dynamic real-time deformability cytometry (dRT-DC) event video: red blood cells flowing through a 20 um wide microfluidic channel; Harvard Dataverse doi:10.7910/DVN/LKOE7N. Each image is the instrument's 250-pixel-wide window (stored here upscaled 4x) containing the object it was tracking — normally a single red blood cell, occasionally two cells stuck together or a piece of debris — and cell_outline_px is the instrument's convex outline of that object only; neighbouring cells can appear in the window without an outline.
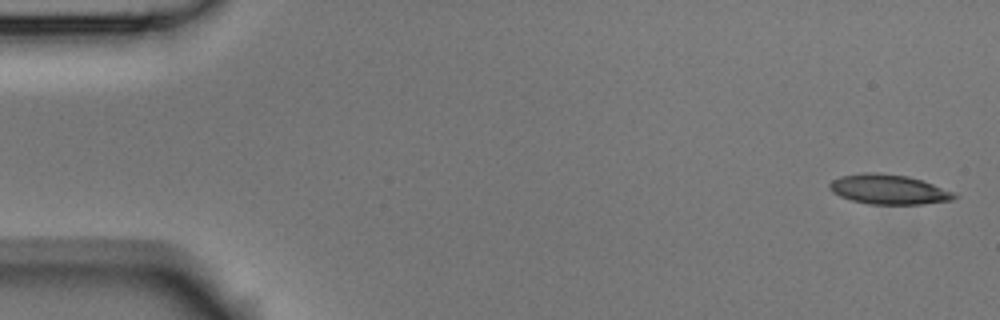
{"species": "Egyptian fruit bat (a non-hibernating species)", "species_latin": "Rousettus aegyptiacus", "temperature_condition": "room temperature", "stored_images_in_passage": 7, "camera_frame_rate_fps": 3000, "um_per_image_px": 0.085, "animal": {"sex": "male"}, "frame": {"image": 1, "passage_image": 1, "time_ms": 0.0, "image_size_px": [1000, 320], "cell_outline_px": [[960, 196], [952, 200], [924, 204], [868, 204], [852, 200], [840, 196], [832, 192], [828, 188], [828, 184], [832, 180], [840, 176], [864, 172], [872, 172], [908, 176], [956, 192]], "centroid_in_image_um": [75.54, 16.1], "position_along_channel_um": 9.5, "area_um2": 21.73}}
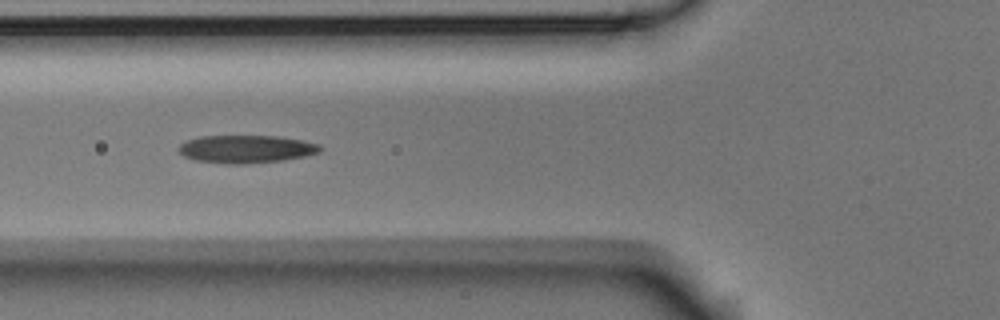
{"frame": {"image": 2, "passage_image": 5, "time_ms": 1.333, "image_size_px": [1000, 320], "cell_outline_px": [[324, 148], [320, 152], [304, 156], [284, 160], [244, 164], [228, 164], [196, 160], [184, 156], [176, 148], [180, 144], [188, 140], [200, 136], [276, 136], [300, 140], [320, 144]], "centroid_in_image_um": [20.93, 12.67], "position_along_channel_um": 104.9, "area_um2": 22.95}}
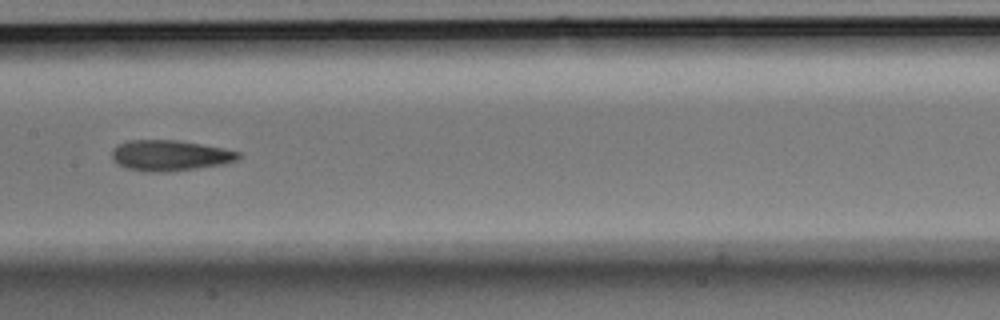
{"frame": {"image": 3, "passage_image": 7, "time_ms": 2.0, "image_size_px": [1000, 320], "cell_outline_px": [[240, 156], [236, 160], [224, 164], [168, 172], [148, 172], [128, 168], [120, 164], [112, 156], [112, 152], [120, 144], [128, 140], [176, 140], [224, 148], [240, 152]], "centroid_in_image_um": [14.49, 13.21], "position_along_channel_um": 192.9, "area_um2": 22.25}}